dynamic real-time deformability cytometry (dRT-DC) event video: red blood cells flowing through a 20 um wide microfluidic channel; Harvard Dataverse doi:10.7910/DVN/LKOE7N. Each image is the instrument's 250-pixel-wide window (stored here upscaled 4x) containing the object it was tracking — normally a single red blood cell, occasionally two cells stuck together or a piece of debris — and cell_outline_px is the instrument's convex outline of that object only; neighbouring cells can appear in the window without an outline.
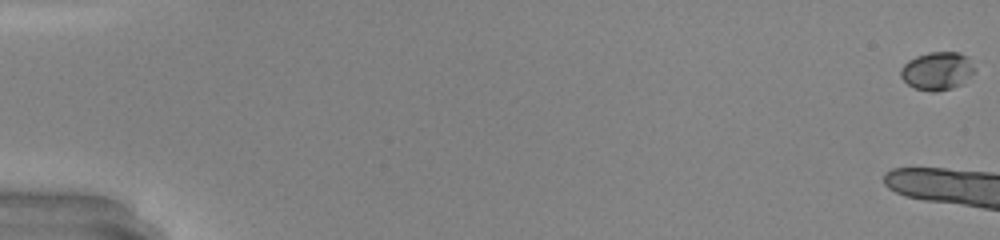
{"species": "common noctule bat (a hibernating species)", "species_latin": "Nyctalus noctula", "temperature_condition": "warm", "stored_images_in_passage": 7, "camera_frame_rate_fps": 3000, "um_per_image_px": 0.085, "animal": {"sex": "male", "body_mass_g": 20.0, "forearm_length_mm": 53.3}, "frame": {"image": 1, "passage_image": 1, "time_ms": 0.0, "image_size_px": [1000, 240], "cell_outline_px": [[976, 72], [964, 84], [952, 88], [936, 92], [932, 92], [912, 88], [900, 76], [900, 68], [908, 60], [916, 56], [928, 52], [960, 52], [968, 56], [976, 68]], "centroid_in_image_um": [79.7, 6.03], "position_along_channel_um": 5.3, "area_um2": 16.94}}